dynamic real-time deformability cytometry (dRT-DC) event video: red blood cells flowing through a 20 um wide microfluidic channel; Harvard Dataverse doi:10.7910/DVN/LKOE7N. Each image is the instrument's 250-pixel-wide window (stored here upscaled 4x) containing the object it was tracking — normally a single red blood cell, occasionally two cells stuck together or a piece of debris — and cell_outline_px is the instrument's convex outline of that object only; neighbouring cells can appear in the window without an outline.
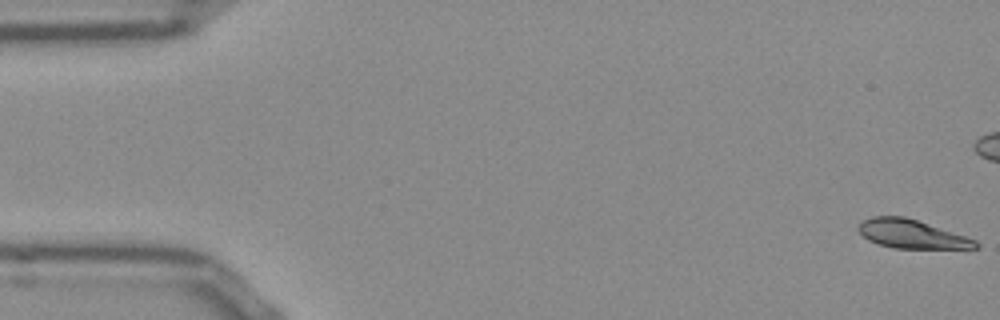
{"species": "Egyptian fruit bat (a non-hibernating species)", "species_latin": "Rousettus aegyptiacus", "temperature_condition": "room temperature", "stored_images_in_passage": 53, "camera_frame_rate_fps": 3000, "um_per_image_px": 0.085, "frame": {"image": 1, "passage_image": 1, "time_ms": 0.0, "image_size_px": [1000, 320], "cell_outline_px": [[980, 248], [896, 248], [880, 244], [868, 240], [856, 228], [864, 220], [872, 216], [904, 216], [976, 240], [980, 244]], "centroid_in_image_um": [77.48, 19.89], "position_along_channel_um": 7.5, "area_um2": 19.13}}
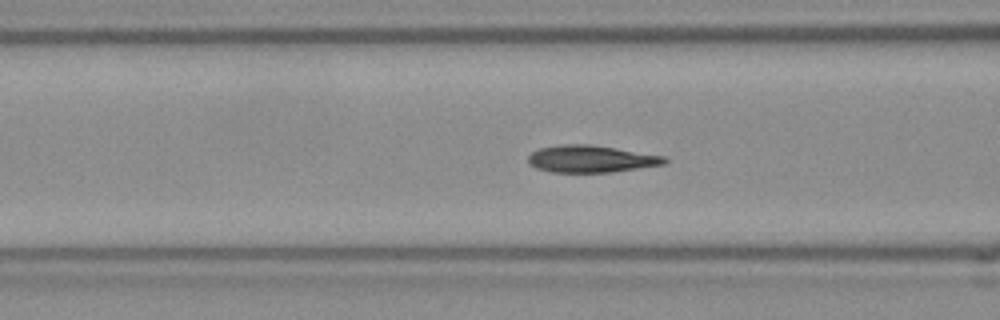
{"frame": {"image": 2, "passage_image": 20, "time_ms": 6.333, "image_size_px": [1000, 320], "cell_outline_px": [[668, 160], [664, 164], [612, 172], [552, 172], [536, 168], [528, 164], [528, 156], [532, 152], [540, 148], [564, 144], [588, 144], [664, 156]], "centroid_in_image_um": [50.19, 13.51], "position_along_channel_um": 116.4, "area_um2": 21.27}}
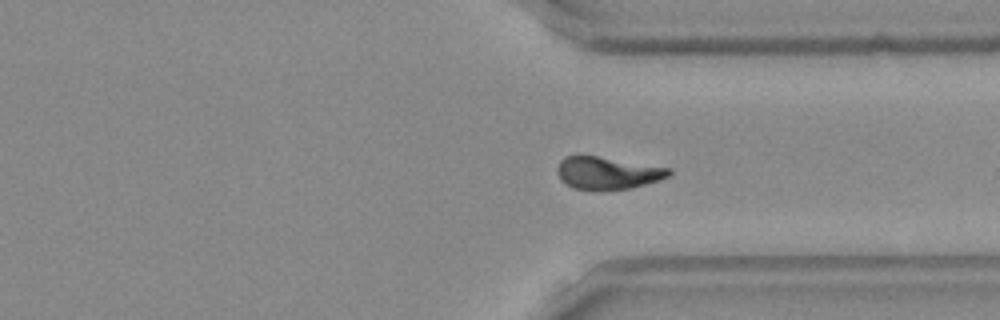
{"frame": {"image": 3, "passage_image": 39, "time_ms": 12.667, "image_size_px": [1000, 320], "cell_outline_px": [[672, 172], [668, 176], [660, 180], [632, 188], [572, 188], [560, 180], [556, 172], [556, 168], [560, 160], [564, 156], [596, 156], [672, 168]], "centroid_in_image_um": [51.63, 14.68], "position_along_channel_um": 359.8, "area_um2": 20.75}, "authors_computed_cell_mechanics": {"area_um2": 20.9814, "velocity_mm_per_s": 3.8364, "shape_relaxation_time_tau1_ms": null, "shape_relaxation_time_tau2_ms": 1.7124, "deformation_change_tau1": null, "deformation_change_tau2": 0.0394}}